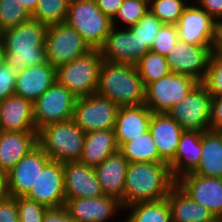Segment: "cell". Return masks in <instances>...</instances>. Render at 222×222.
<instances>
[{
  "mask_svg": "<svg viewBox=\"0 0 222 222\" xmlns=\"http://www.w3.org/2000/svg\"><path fill=\"white\" fill-rule=\"evenodd\" d=\"M48 27L35 19L2 32L5 47L4 62L16 73L27 67L47 62L46 33Z\"/></svg>",
  "mask_w": 222,
  "mask_h": 222,
  "instance_id": "cell-1",
  "label": "cell"
},
{
  "mask_svg": "<svg viewBox=\"0 0 222 222\" xmlns=\"http://www.w3.org/2000/svg\"><path fill=\"white\" fill-rule=\"evenodd\" d=\"M175 183L169 165L165 162L129 163L125 176L123 209L134 203L164 199Z\"/></svg>",
  "mask_w": 222,
  "mask_h": 222,
  "instance_id": "cell-2",
  "label": "cell"
},
{
  "mask_svg": "<svg viewBox=\"0 0 222 222\" xmlns=\"http://www.w3.org/2000/svg\"><path fill=\"white\" fill-rule=\"evenodd\" d=\"M96 93L119 107L145 103V85L136 65L103 60L99 70Z\"/></svg>",
  "mask_w": 222,
  "mask_h": 222,
  "instance_id": "cell-3",
  "label": "cell"
},
{
  "mask_svg": "<svg viewBox=\"0 0 222 222\" xmlns=\"http://www.w3.org/2000/svg\"><path fill=\"white\" fill-rule=\"evenodd\" d=\"M84 133L70 119L46 125L38 131V145L51 161H79L83 152Z\"/></svg>",
  "mask_w": 222,
  "mask_h": 222,
  "instance_id": "cell-4",
  "label": "cell"
},
{
  "mask_svg": "<svg viewBox=\"0 0 222 222\" xmlns=\"http://www.w3.org/2000/svg\"><path fill=\"white\" fill-rule=\"evenodd\" d=\"M66 23L90 49H100L113 27L112 19L102 13L95 0H70Z\"/></svg>",
  "mask_w": 222,
  "mask_h": 222,
  "instance_id": "cell-5",
  "label": "cell"
},
{
  "mask_svg": "<svg viewBox=\"0 0 222 222\" xmlns=\"http://www.w3.org/2000/svg\"><path fill=\"white\" fill-rule=\"evenodd\" d=\"M103 58L99 49H91L67 64L56 68V81L77 98L96 93Z\"/></svg>",
  "mask_w": 222,
  "mask_h": 222,
  "instance_id": "cell-6",
  "label": "cell"
},
{
  "mask_svg": "<svg viewBox=\"0 0 222 222\" xmlns=\"http://www.w3.org/2000/svg\"><path fill=\"white\" fill-rule=\"evenodd\" d=\"M199 82L191 76L170 72L145 87V105L153 113H168Z\"/></svg>",
  "mask_w": 222,
  "mask_h": 222,
  "instance_id": "cell-7",
  "label": "cell"
},
{
  "mask_svg": "<svg viewBox=\"0 0 222 222\" xmlns=\"http://www.w3.org/2000/svg\"><path fill=\"white\" fill-rule=\"evenodd\" d=\"M76 99L64 85L55 81L33 103L36 131L46 125L72 119Z\"/></svg>",
  "mask_w": 222,
  "mask_h": 222,
  "instance_id": "cell-8",
  "label": "cell"
},
{
  "mask_svg": "<svg viewBox=\"0 0 222 222\" xmlns=\"http://www.w3.org/2000/svg\"><path fill=\"white\" fill-rule=\"evenodd\" d=\"M119 106L97 93L76 99L72 120L84 132L114 129Z\"/></svg>",
  "mask_w": 222,
  "mask_h": 222,
  "instance_id": "cell-9",
  "label": "cell"
},
{
  "mask_svg": "<svg viewBox=\"0 0 222 222\" xmlns=\"http://www.w3.org/2000/svg\"><path fill=\"white\" fill-rule=\"evenodd\" d=\"M212 96L198 83L178 104L171 107V116L183 130L205 132L209 130Z\"/></svg>",
  "mask_w": 222,
  "mask_h": 222,
  "instance_id": "cell-10",
  "label": "cell"
},
{
  "mask_svg": "<svg viewBox=\"0 0 222 222\" xmlns=\"http://www.w3.org/2000/svg\"><path fill=\"white\" fill-rule=\"evenodd\" d=\"M45 48L47 61L54 68L67 64L91 50L82 36L66 22L48 26Z\"/></svg>",
  "mask_w": 222,
  "mask_h": 222,
  "instance_id": "cell-11",
  "label": "cell"
},
{
  "mask_svg": "<svg viewBox=\"0 0 222 222\" xmlns=\"http://www.w3.org/2000/svg\"><path fill=\"white\" fill-rule=\"evenodd\" d=\"M99 50L105 61L136 65L150 48L130 28L112 27Z\"/></svg>",
  "mask_w": 222,
  "mask_h": 222,
  "instance_id": "cell-12",
  "label": "cell"
},
{
  "mask_svg": "<svg viewBox=\"0 0 222 222\" xmlns=\"http://www.w3.org/2000/svg\"><path fill=\"white\" fill-rule=\"evenodd\" d=\"M212 46H197L178 39L166 55L171 72L191 76L199 83L205 77Z\"/></svg>",
  "mask_w": 222,
  "mask_h": 222,
  "instance_id": "cell-13",
  "label": "cell"
},
{
  "mask_svg": "<svg viewBox=\"0 0 222 222\" xmlns=\"http://www.w3.org/2000/svg\"><path fill=\"white\" fill-rule=\"evenodd\" d=\"M25 197L47 208L63 207L66 200L63 163L50 161Z\"/></svg>",
  "mask_w": 222,
  "mask_h": 222,
  "instance_id": "cell-14",
  "label": "cell"
},
{
  "mask_svg": "<svg viewBox=\"0 0 222 222\" xmlns=\"http://www.w3.org/2000/svg\"><path fill=\"white\" fill-rule=\"evenodd\" d=\"M216 20L195 2H190L176 24L178 38L197 46H212Z\"/></svg>",
  "mask_w": 222,
  "mask_h": 222,
  "instance_id": "cell-15",
  "label": "cell"
},
{
  "mask_svg": "<svg viewBox=\"0 0 222 222\" xmlns=\"http://www.w3.org/2000/svg\"><path fill=\"white\" fill-rule=\"evenodd\" d=\"M50 161V157L39 145L26 154L7 173L10 197H25L35 184L39 173Z\"/></svg>",
  "mask_w": 222,
  "mask_h": 222,
  "instance_id": "cell-16",
  "label": "cell"
},
{
  "mask_svg": "<svg viewBox=\"0 0 222 222\" xmlns=\"http://www.w3.org/2000/svg\"><path fill=\"white\" fill-rule=\"evenodd\" d=\"M176 184L196 203L222 218V179L194 173L184 175Z\"/></svg>",
  "mask_w": 222,
  "mask_h": 222,
  "instance_id": "cell-17",
  "label": "cell"
},
{
  "mask_svg": "<svg viewBox=\"0 0 222 222\" xmlns=\"http://www.w3.org/2000/svg\"><path fill=\"white\" fill-rule=\"evenodd\" d=\"M64 207L75 222H109L123 211L117 199L105 195L65 200Z\"/></svg>",
  "mask_w": 222,
  "mask_h": 222,
  "instance_id": "cell-18",
  "label": "cell"
},
{
  "mask_svg": "<svg viewBox=\"0 0 222 222\" xmlns=\"http://www.w3.org/2000/svg\"><path fill=\"white\" fill-rule=\"evenodd\" d=\"M65 199L96 198L103 196L94 167L80 161L63 163Z\"/></svg>",
  "mask_w": 222,
  "mask_h": 222,
  "instance_id": "cell-19",
  "label": "cell"
},
{
  "mask_svg": "<svg viewBox=\"0 0 222 222\" xmlns=\"http://www.w3.org/2000/svg\"><path fill=\"white\" fill-rule=\"evenodd\" d=\"M184 130L167 113H152L149 132L157 146L160 158L169 164L176 155L179 139Z\"/></svg>",
  "mask_w": 222,
  "mask_h": 222,
  "instance_id": "cell-20",
  "label": "cell"
},
{
  "mask_svg": "<svg viewBox=\"0 0 222 222\" xmlns=\"http://www.w3.org/2000/svg\"><path fill=\"white\" fill-rule=\"evenodd\" d=\"M0 131H36L33 103L15 94L2 100L0 102Z\"/></svg>",
  "mask_w": 222,
  "mask_h": 222,
  "instance_id": "cell-21",
  "label": "cell"
},
{
  "mask_svg": "<svg viewBox=\"0 0 222 222\" xmlns=\"http://www.w3.org/2000/svg\"><path fill=\"white\" fill-rule=\"evenodd\" d=\"M56 81V68L48 61L17 73L14 94L34 103Z\"/></svg>",
  "mask_w": 222,
  "mask_h": 222,
  "instance_id": "cell-22",
  "label": "cell"
},
{
  "mask_svg": "<svg viewBox=\"0 0 222 222\" xmlns=\"http://www.w3.org/2000/svg\"><path fill=\"white\" fill-rule=\"evenodd\" d=\"M129 162L118 150L94 167L105 196L117 199L123 207L125 176Z\"/></svg>",
  "mask_w": 222,
  "mask_h": 222,
  "instance_id": "cell-23",
  "label": "cell"
},
{
  "mask_svg": "<svg viewBox=\"0 0 222 222\" xmlns=\"http://www.w3.org/2000/svg\"><path fill=\"white\" fill-rule=\"evenodd\" d=\"M152 111L145 105L119 107L114 132L118 147L149 130Z\"/></svg>",
  "mask_w": 222,
  "mask_h": 222,
  "instance_id": "cell-24",
  "label": "cell"
},
{
  "mask_svg": "<svg viewBox=\"0 0 222 222\" xmlns=\"http://www.w3.org/2000/svg\"><path fill=\"white\" fill-rule=\"evenodd\" d=\"M202 132L184 130L181 133L175 158L168 164L173 180L193 173L201 159Z\"/></svg>",
  "mask_w": 222,
  "mask_h": 222,
  "instance_id": "cell-25",
  "label": "cell"
},
{
  "mask_svg": "<svg viewBox=\"0 0 222 222\" xmlns=\"http://www.w3.org/2000/svg\"><path fill=\"white\" fill-rule=\"evenodd\" d=\"M38 145V132L0 131V171L8 173Z\"/></svg>",
  "mask_w": 222,
  "mask_h": 222,
  "instance_id": "cell-26",
  "label": "cell"
},
{
  "mask_svg": "<svg viewBox=\"0 0 222 222\" xmlns=\"http://www.w3.org/2000/svg\"><path fill=\"white\" fill-rule=\"evenodd\" d=\"M167 200L172 222H213L216 219L212 212L192 200L176 183L171 187Z\"/></svg>",
  "mask_w": 222,
  "mask_h": 222,
  "instance_id": "cell-27",
  "label": "cell"
},
{
  "mask_svg": "<svg viewBox=\"0 0 222 222\" xmlns=\"http://www.w3.org/2000/svg\"><path fill=\"white\" fill-rule=\"evenodd\" d=\"M119 150L114 129L86 133L80 162L95 167Z\"/></svg>",
  "mask_w": 222,
  "mask_h": 222,
  "instance_id": "cell-28",
  "label": "cell"
},
{
  "mask_svg": "<svg viewBox=\"0 0 222 222\" xmlns=\"http://www.w3.org/2000/svg\"><path fill=\"white\" fill-rule=\"evenodd\" d=\"M201 147L200 163L193 173L222 179V132H202Z\"/></svg>",
  "mask_w": 222,
  "mask_h": 222,
  "instance_id": "cell-29",
  "label": "cell"
},
{
  "mask_svg": "<svg viewBox=\"0 0 222 222\" xmlns=\"http://www.w3.org/2000/svg\"><path fill=\"white\" fill-rule=\"evenodd\" d=\"M123 210L129 212L123 222H172L167 197L157 201L134 203Z\"/></svg>",
  "mask_w": 222,
  "mask_h": 222,
  "instance_id": "cell-30",
  "label": "cell"
},
{
  "mask_svg": "<svg viewBox=\"0 0 222 222\" xmlns=\"http://www.w3.org/2000/svg\"><path fill=\"white\" fill-rule=\"evenodd\" d=\"M119 151L129 163L137 162H164L160 156L157 146L149 130L124 143Z\"/></svg>",
  "mask_w": 222,
  "mask_h": 222,
  "instance_id": "cell-31",
  "label": "cell"
},
{
  "mask_svg": "<svg viewBox=\"0 0 222 222\" xmlns=\"http://www.w3.org/2000/svg\"><path fill=\"white\" fill-rule=\"evenodd\" d=\"M70 0H38L32 19L48 26L65 23Z\"/></svg>",
  "mask_w": 222,
  "mask_h": 222,
  "instance_id": "cell-32",
  "label": "cell"
},
{
  "mask_svg": "<svg viewBox=\"0 0 222 222\" xmlns=\"http://www.w3.org/2000/svg\"><path fill=\"white\" fill-rule=\"evenodd\" d=\"M136 67L145 87L149 83L157 81L171 72L166 56L151 50L139 60Z\"/></svg>",
  "mask_w": 222,
  "mask_h": 222,
  "instance_id": "cell-33",
  "label": "cell"
},
{
  "mask_svg": "<svg viewBox=\"0 0 222 222\" xmlns=\"http://www.w3.org/2000/svg\"><path fill=\"white\" fill-rule=\"evenodd\" d=\"M147 11H149V0H124L118 13L112 19V25L130 28L137 24Z\"/></svg>",
  "mask_w": 222,
  "mask_h": 222,
  "instance_id": "cell-34",
  "label": "cell"
},
{
  "mask_svg": "<svg viewBox=\"0 0 222 222\" xmlns=\"http://www.w3.org/2000/svg\"><path fill=\"white\" fill-rule=\"evenodd\" d=\"M189 0H149V10L163 23L176 25Z\"/></svg>",
  "mask_w": 222,
  "mask_h": 222,
  "instance_id": "cell-35",
  "label": "cell"
},
{
  "mask_svg": "<svg viewBox=\"0 0 222 222\" xmlns=\"http://www.w3.org/2000/svg\"><path fill=\"white\" fill-rule=\"evenodd\" d=\"M31 18L32 15L19 0H0V30L2 32Z\"/></svg>",
  "mask_w": 222,
  "mask_h": 222,
  "instance_id": "cell-36",
  "label": "cell"
},
{
  "mask_svg": "<svg viewBox=\"0 0 222 222\" xmlns=\"http://www.w3.org/2000/svg\"><path fill=\"white\" fill-rule=\"evenodd\" d=\"M201 84L211 96L222 95V54L211 53L208 68Z\"/></svg>",
  "mask_w": 222,
  "mask_h": 222,
  "instance_id": "cell-37",
  "label": "cell"
},
{
  "mask_svg": "<svg viewBox=\"0 0 222 222\" xmlns=\"http://www.w3.org/2000/svg\"><path fill=\"white\" fill-rule=\"evenodd\" d=\"M163 23L149 10L130 29L140 37L143 43L151 48Z\"/></svg>",
  "mask_w": 222,
  "mask_h": 222,
  "instance_id": "cell-38",
  "label": "cell"
},
{
  "mask_svg": "<svg viewBox=\"0 0 222 222\" xmlns=\"http://www.w3.org/2000/svg\"><path fill=\"white\" fill-rule=\"evenodd\" d=\"M178 31L176 25L163 24L155 37L151 51L166 56L178 41Z\"/></svg>",
  "mask_w": 222,
  "mask_h": 222,
  "instance_id": "cell-39",
  "label": "cell"
},
{
  "mask_svg": "<svg viewBox=\"0 0 222 222\" xmlns=\"http://www.w3.org/2000/svg\"><path fill=\"white\" fill-rule=\"evenodd\" d=\"M19 222H43V217L48 209L38 202L26 197L17 198Z\"/></svg>",
  "mask_w": 222,
  "mask_h": 222,
  "instance_id": "cell-40",
  "label": "cell"
},
{
  "mask_svg": "<svg viewBox=\"0 0 222 222\" xmlns=\"http://www.w3.org/2000/svg\"><path fill=\"white\" fill-rule=\"evenodd\" d=\"M17 73L5 62L0 64V102L14 95Z\"/></svg>",
  "mask_w": 222,
  "mask_h": 222,
  "instance_id": "cell-41",
  "label": "cell"
},
{
  "mask_svg": "<svg viewBox=\"0 0 222 222\" xmlns=\"http://www.w3.org/2000/svg\"><path fill=\"white\" fill-rule=\"evenodd\" d=\"M0 222H19L17 198L9 197L0 203Z\"/></svg>",
  "mask_w": 222,
  "mask_h": 222,
  "instance_id": "cell-42",
  "label": "cell"
},
{
  "mask_svg": "<svg viewBox=\"0 0 222 222\" xmlns=\"http://www.w3.org/2000/svg\"><path fill=\"white\" fill-rule=\"evenodd\" d=\"M209 130L222 132V95L212 96Z\"/></svg>",
  "mask_w": 222,
  "mask_h": 222,
  "instance_id": "cell-43",
  "label": "cell"
},
{
  "mask_svg": "<svg viewBox=\"0 0 222 222\" xmlns=\"http://www.w3.org/2000/svg\"><path fill=\"white\" fill-rule=\"evenodd\" d=\"M195 3L216 21L222 20V0H196Z\"/></svg>",
  "mask_w": 222,
  "mask_h": 222,
  "instance_id": "cell-44",
  "label": "cell"
},
{
  "mask_svg": "<svg viewBox=\"0 0 222 222\" xmlns=\"http://www.w3.org/2000/svg\"><path fill=\"white\" fill-rule=\"evenodd\" d=\"M43 222H75L65 207L48 208L44 214Z\"/></svg>",
  "mask_w": 222,
  "mask_h": 222,
  "instance_id": "cell-45",
  "label": "cell"
},
{
  "mask_svg": "<svg viewBox=\"0 0 222 222\" xmlns=\"http://www.w3.org/2000/svg\"><path fill=\"white\" fill-rule=\"evenodd\" d=\"M97 7L102 11L104 15H107L111 19L118 13L120 6L124 0H95Z\"/></svg>",
  "mask_w": 222,
  "mask_h": 222,
  "instance_id": "cell-46",
  "label": "cell"
},
{
  "mask_svg": "<svg viewBox=\"0 0 222 222\" xmlns=\"http://www.w3.org/2000/svg\"><path fill=\"white\" fill-rule=\"evenodd\" d=\"M211 53L222 54V20L216 21Z\"/></svg>",
  "mask_w": 222,
  "mask_h": 222,
  "instance_id": "cell-47",
  "label": "cell"
},
{
  "mask_svg": "<svg viewBox=\"0 0 222 222\" xmlns=\"http://www.w3.org/2000/svg\"><path fill=\"white\" fill-rule=\"evenodd\" d=\"M10 197L7 173L0 171V203Z\"/></svg>",
  "mask_w": 222,
  "mask_h": 222,
  "instance_id": "cell-48",
  "label": "cell"
},
{
  "mask_svg": "<svg viewBox=\"0 0 222 222\" xmlns=\"http://www.w3.org/2000/svg\"><path fill=\"white\" fill-rule=\"evenodd\" d=\"M19 1L23 5V7L28 10L30 14H32L35 11V8L38 3V0H19Z\"/></svg>",
  "mask_w": 222,
  "mask_h": 222,
  "instance_id": "cell-49",
  "label": "cell"
},
{
  "mask_svg": "<svg viewBox=\"0 0 222 222\" xmlns=\"http://www.w3.org/2000/svg\"><path fill=\"white\" fill-rule=\"evenodd\" d=\"M4 59H5V47L3 39H0V64L4 62Z\"/></svg>",
  "mask_w": 222,
  "mask_h": 222,
  "instance_id": "cell-50",
  "label": "cell"
},
{
  "mask_svg": "<svg viewBox=\"0 0 222 222\" xmlns=\"http://www.w3.org/2000/svg\"><path fill=\"white\" fill-rule=\"evenodd\" d=\"M213 222H222V218H216Z\"/></svg>",
  "mask_w": 222,
  "mask_h": 222,
  "instance_id": "cell-51",
  "label": "cell"
},
{
  "mask_svg": "<svg viewBox=\"0 0 222 222\" xmlns=\"http://www.w3.org/2000/svg\"><path fill=\"white\" fill-rule=\"evenodd\" d=\"M0 39H2V31L0 30Z\"/></svg>",
  "mask_w": 222,
  "mask_h": 222,
  "instance_id": "cell-52",
  "label": "cell"
}]
</instances>
